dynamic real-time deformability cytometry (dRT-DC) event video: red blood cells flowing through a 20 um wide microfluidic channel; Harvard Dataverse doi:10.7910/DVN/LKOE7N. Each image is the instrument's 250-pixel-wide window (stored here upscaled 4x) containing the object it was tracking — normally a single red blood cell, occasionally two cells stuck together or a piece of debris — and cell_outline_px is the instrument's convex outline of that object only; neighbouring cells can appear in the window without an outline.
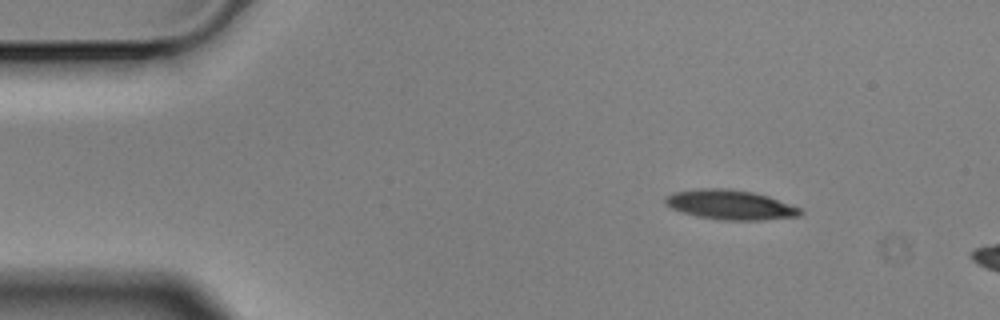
{"species": "Egyptian fruit bat (a non-hibernating species)", "species_latin": "Rousettus aegyptiacus", "temperature_condition": "cold", "stored_images_in_passage": 4, "camera_frame_rate_fps": 3000, "um_per_image_px": 0.085, "animal": {"sex": "male"}, "frame": {"image": 1, "passage_image": 2, "time_ms": 0.333, "image_size_px": [1000, 320], "cell_outline_px": [[804, 212], [800, 216], [760, 220], [724, 220], [696, 216], [672, 208], [664, 204], [664, 200], [672, 192], [700, 188], [728, 188], [752, 192], [768, 196], [800, 208]], "centroid_in_image_um": [62.07, 17.4], "position_along_channel_um": 22.9, "area_um2": 23.24}}